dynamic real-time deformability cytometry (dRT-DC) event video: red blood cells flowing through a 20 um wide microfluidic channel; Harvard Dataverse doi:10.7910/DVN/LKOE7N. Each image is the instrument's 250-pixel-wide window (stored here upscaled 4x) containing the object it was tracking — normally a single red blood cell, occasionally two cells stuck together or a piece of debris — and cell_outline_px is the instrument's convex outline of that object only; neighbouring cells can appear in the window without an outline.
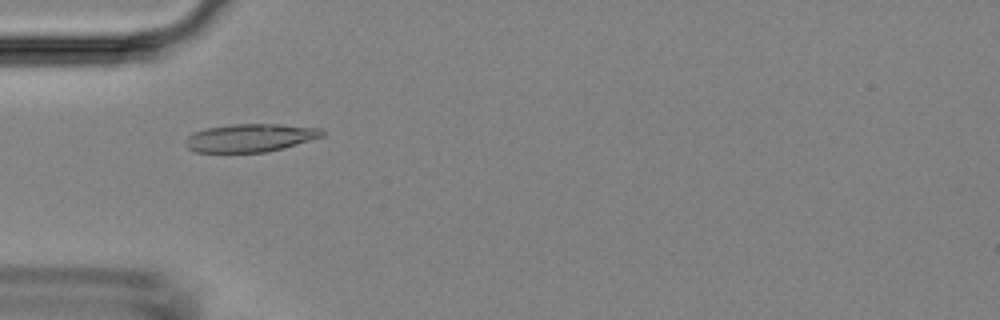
{"species": "Egyptian fruit bat (a non-hibernating species)", "species_latin": "Rousettus aegyptiacus", "temperature_condition": "room temperature", "stored_images_in_passage": 7, "camera_frame_rate_fps": 3000, "um_per_image_px": 0.085, "animal": {"sex": "female"}, "frame": {"image": 1, "passage_image": 4, "time_ms": 3.667, "image_size_px": [1000, 320], "cell_outline_px": [[324, 136], [284, 148], [268, 152], [196, 152], [188, 148], [188, 136], [192, 132], [204, 128], [232, 124], [280, 124], [320, 128], [324, 132]], "centroid_in_image_um": [21.3, 11.71], "position_along_channel_um": 63.7, "area_um2": 22.31}}
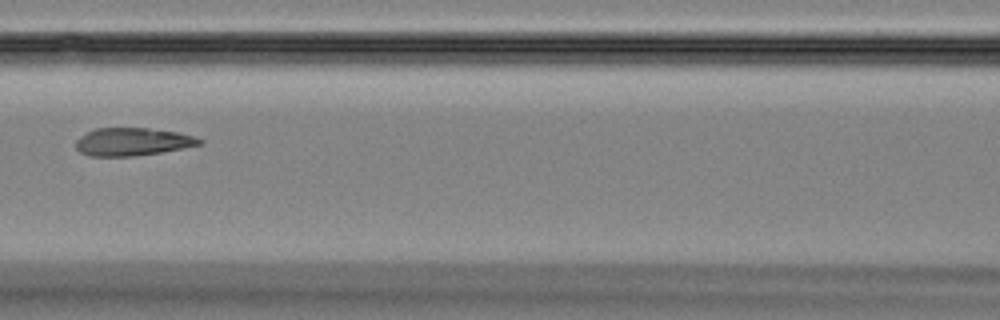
{"frame": {"image": 2, "passage_image": 6, "time_ms": 6.0, "image_size_px": [1000, 320], "cell_outline_px": [[204, 144], [160, 152], [136, 156], [88, 156], [80, 152], [76, 148], [76, 140], [88, 132], [96, 128], [148, 128], [176, 132], [192, 136], [204, 140]], "centroid_in_image_um": [11.27, 12.05], "position_along_channel_um": 155.3, "area_um2": 19.94}}
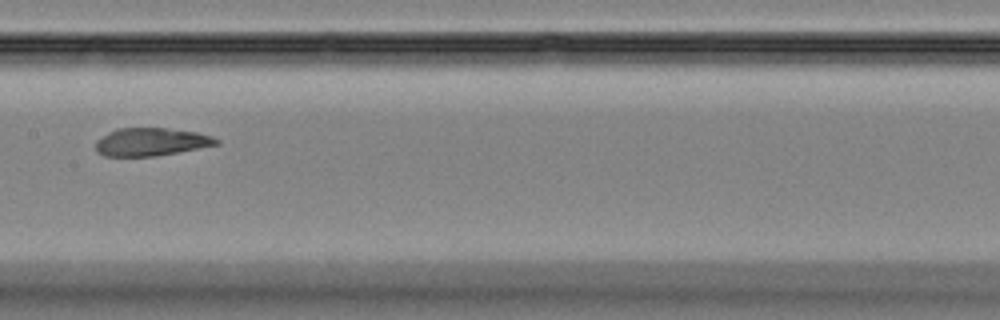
{"frame": {"image": 3, "passage_image": 7, "time_ms": 7.0, "image_size_px": [1000, 320], "cell_outline_px": [[220, 144], [156, 156], [104, 156], [96, 152], [96, 140], [108, 132], [116, 128], [168, 128], [196, 132], [212, 136], [220, 140]], "centroid_in_image_um": [12.83, 12.06], "position_along_channel_um": 194.6, "area_um2": 19.71}}